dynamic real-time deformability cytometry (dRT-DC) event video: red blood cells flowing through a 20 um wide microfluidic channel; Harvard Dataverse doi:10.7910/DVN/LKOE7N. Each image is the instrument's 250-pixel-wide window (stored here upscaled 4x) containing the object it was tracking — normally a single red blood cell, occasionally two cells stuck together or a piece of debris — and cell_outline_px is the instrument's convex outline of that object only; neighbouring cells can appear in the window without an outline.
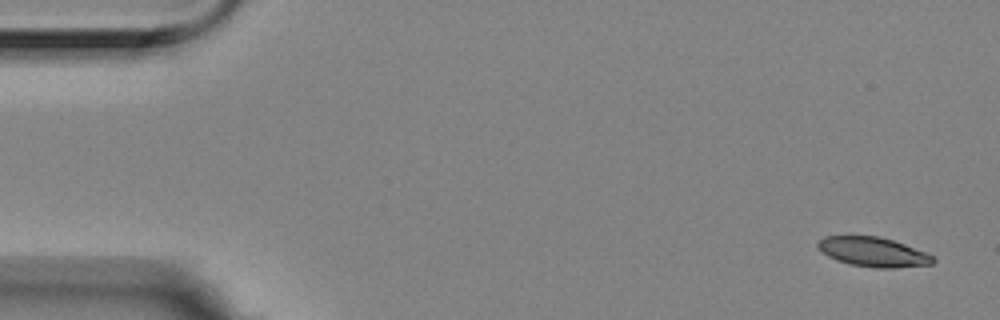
{"species": "Egyptian fruit bat (a non-hibernating species)", "species_latin": "Rousettus aegyptiacus", "temperature_condition": "room temperature", "stored_images_in_passage": 5, "camera_frame_rate_fps": 3000, "um_per_image_px": 0.085, "animal": {"sex": "female"}, "frame": {"image": 1, "passage_image": 1, "time_ms": 0.0, "image_size_px": [1000, 320], "cell_outline_px": [[936, 260], [932, 264], [896, 268], [876, 268], [852, 264], [836, 260], [828, 256], [816, 244], [824, 236], [880, 236], [928, 252]], "centroid_in_image_um": [74.26, 21.42], "position_along_channel_um": 10.7, "area_um2": 19.71}}
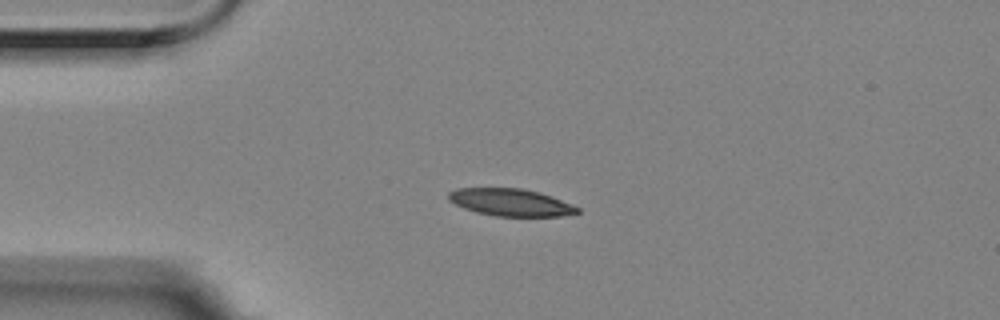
{"frame": {"image": 2, "passage_image": 4, "time_ms": 1.0, "image_size_px": [1000, 320], "cell_outline_px": [[580, 212], [560, 216], [496, 216], [476, 212], [464, 208], [448, 200], [448, 192], [456, 188], [524, 188], [540, 192], [552, 196], [572, 204], [580, 208]], "centroid_in_image_um": [43.41, 17.19], "position_along_channel_um": 41.6, "area_um2": 20.58}}